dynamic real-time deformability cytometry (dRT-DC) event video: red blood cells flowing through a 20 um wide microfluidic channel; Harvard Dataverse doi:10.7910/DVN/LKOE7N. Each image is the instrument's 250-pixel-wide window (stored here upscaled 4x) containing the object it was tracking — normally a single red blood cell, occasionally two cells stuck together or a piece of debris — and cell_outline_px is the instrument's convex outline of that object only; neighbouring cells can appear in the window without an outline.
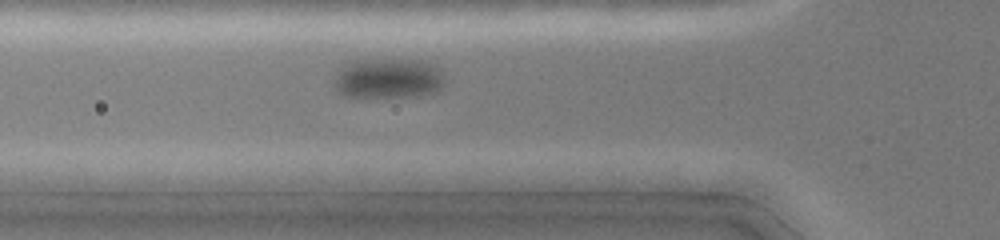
{"species": "common noctule bat (a hibernating species)", "species_latin": "Nyctalus noctula", "temperature_condition": "cold", "stored_images_in_passage": 20, "camera_frame_rate_fps": 3000, "um_per_image_px": 0.085, "animal": {"sex": "female", "body_mass_g": 19.0, "forearm_length_mm": 51.5}, "frame": {"image": 1, "passage_image": 11, "time_ms": 3.333, "image_size_px": [1000, 240], "cell_outline_px": [[444, 84], [436, 92], [420, 96], [348, 96], [340, 92], [332, 84], [332, 80], [344, 64], [356, 60], [424, 60], [440, 68], [444, 80]], "centroid_in_image_um": [33.02, 6.65], "position_along_channel_um": 92.8, "area_um2": 25.78}}
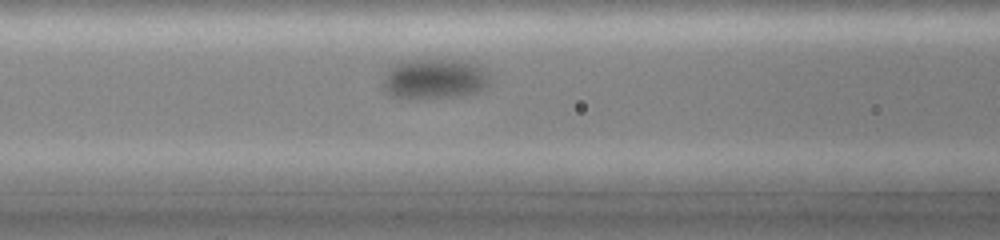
{"frame": {"image": 2, "passage_image": 14, "time_ms": 4.333, "image_size_px": [1000, 240], "cell_outline_px": [[492, 80], [484, 88], [476, 92], [460, 96], [392, 96], [384, 88], [384, 76], [388, 68], [392, 64], [404, 60], [468, 60], [484, 68]], "centroid_in_image_um": [36.98, 6.65], "position_along_channel_um": 129.6, "area_um2": 24.62}}